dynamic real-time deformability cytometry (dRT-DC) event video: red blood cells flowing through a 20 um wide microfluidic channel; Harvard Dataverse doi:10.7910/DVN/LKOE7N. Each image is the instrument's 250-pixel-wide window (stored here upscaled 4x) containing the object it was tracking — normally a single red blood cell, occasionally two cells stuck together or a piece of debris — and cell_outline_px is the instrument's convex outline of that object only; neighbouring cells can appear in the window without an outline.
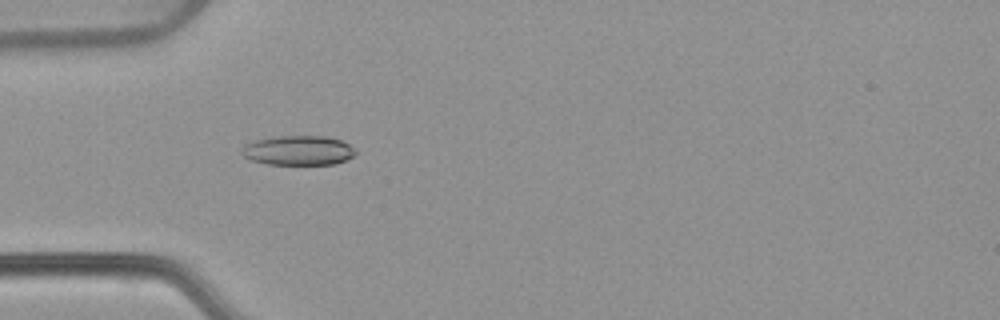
{"species": "common noctule bat (a hibernating species)", "species_latin": "Nyctalus noctula", "temperature_condition": "warm", "stored_images_in_passage": 54, "camera_frame_rate_fps": 3000, "um_per_image_px": 0.085, "animal": {"sex": "female", "body_mass_g": 22.7, "forearm_length_mm": 54.2}, "frame": {"image": 1, "passage_image": 17, "time_ms": 5.333, "image_size_px": [1000, 320], "cell_outline_px": [[356, 152], [352, 156], [336, 164], [268, 164], [252, 160], [244, 156], [240, 152], [244, 144], [256, 140], [272, 136], [324, 136], [340, 140], [356, 148]], "centroid_in_image_um": [25.34, 12.78], "position_along_channel_um": 59.7, "area_um2": 19.59}}
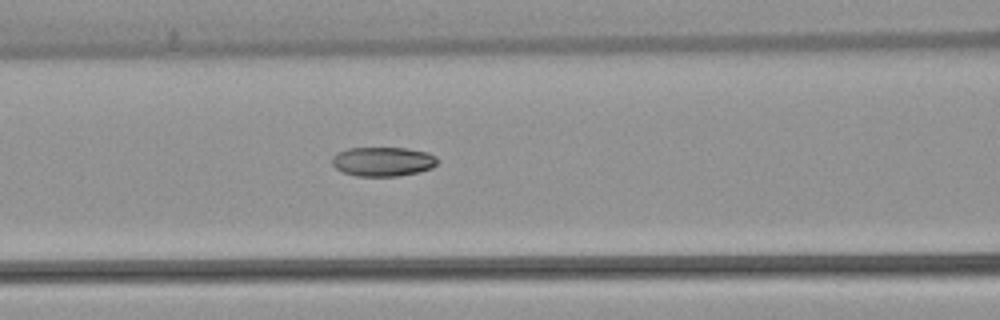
{"frame": {"image": 2, "passage_image": 23, "time_ms": 7.333, "image_size_px": [1000, 320], "cell_outline_px": [[440, 160], [432, 168], [420, 172], [396, 176], [356, 176], [344, 172], [336, 168], [332, 164], [332, 156], [336, 152], [348, 148], [408, 148], [428, 152], [436, 156]], "centroid_in_image_um": [32.57, 13.72], "position_along_channel_um": 134.0, "area_um2": 18.21}}
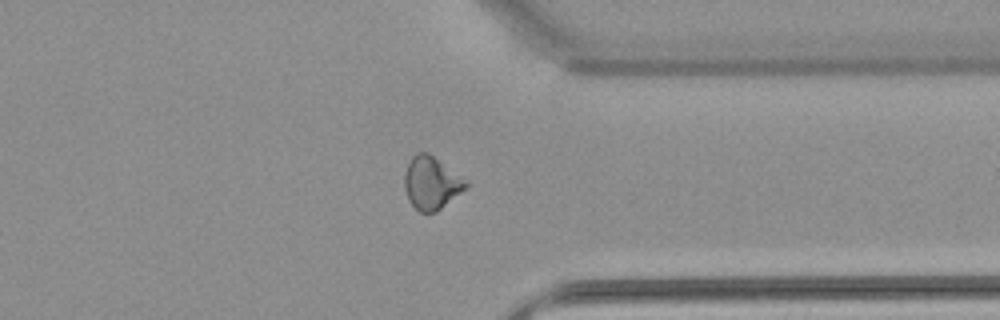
{"frame": {"image": 3, "passage_image": 42, "time_ms": 13.667, "image_size_px": [1000, 320], "cell_outline_px": [[468, 188], [436, 212], [420, 212], [408, 200], [404, 188], [404, 176], [408, 164], [412, 156], [416, 152], [428, 152], [468, 180]], "centroid_in_image_um": [36.69, 15.54], "position_along_channel_um": 374.7, "area_um2": 19.07}, "authors_computed_cell_mechanics": {"area_um2": 19.2763, "velocity_mm_per_s": 3.8659, "shape_relaxation_time_tau1_ms": 5.3972, "shape_relaxation_time_tau2_ms": 3.8947, "deformation_change_tau1": 0.156, "deformation_change_tau2": 0.0794}}